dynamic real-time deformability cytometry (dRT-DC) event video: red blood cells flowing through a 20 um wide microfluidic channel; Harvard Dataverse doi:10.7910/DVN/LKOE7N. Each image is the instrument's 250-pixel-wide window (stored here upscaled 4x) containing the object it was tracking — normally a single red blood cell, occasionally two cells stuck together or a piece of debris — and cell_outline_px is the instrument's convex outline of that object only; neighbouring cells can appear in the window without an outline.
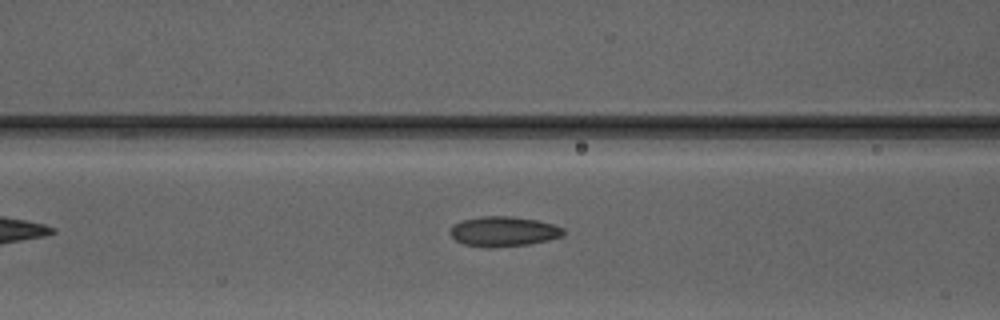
{"species": "Egyptian fruit bat (a non-hibernating species)", "species_latin": "Rousettus aegyptiacus", "temperature_condition": "warm", "stored_images_in_passage": 5, "camera_frame_rate_fps": 3000, "um_per_image_px": 0.085, "animal": {"sex": "male"}, "frame": {"image": 1, "passage_image": 4, "time_ms": 3.667, "image_size_px": [1000, 320], "cell_outline_px": [[564, 236], [532, 244], [488, 248], [484, 248], [464, 244], [456, 240], [448, 232], [452, 224], [460, 220], [480, 216], [512, 216], [536, 220], [552, 224], [564, 228]], "centroid_in_image_um": [42.77, 19.67], "position_along_channel_um": 123.8, "area_um2": 20.11}}